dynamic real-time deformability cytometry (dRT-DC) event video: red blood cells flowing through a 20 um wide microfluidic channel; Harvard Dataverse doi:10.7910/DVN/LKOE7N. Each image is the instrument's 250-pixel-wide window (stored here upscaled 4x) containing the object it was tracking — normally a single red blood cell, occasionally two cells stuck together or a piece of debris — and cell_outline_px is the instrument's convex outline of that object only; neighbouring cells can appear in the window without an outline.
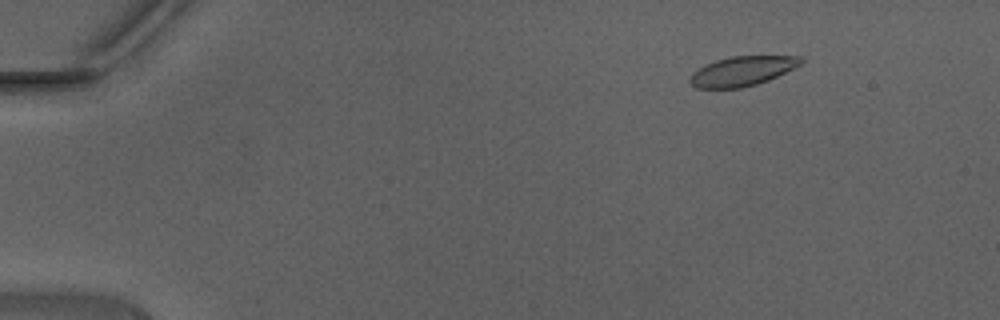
{"species": "Egyptian fruit bat (a non-hibernating species)", "species_latin": "Rousettus aegyptiacus", "temperature_condition": "warm", "stored_images_in_passage": 6, "camera_frame_rate_fps": 3000, "um_per_image_px": 0.085, "animal": {"sex": "male"}, "frame": {"image": 1, "passage_image": 2, "time_ms": 0.333, "image_size_px": [1000, 320], "cell_outline_px": [[804, 60], [800, 64], [768, 80], [756, 84], [740, 88], [696, 88], [688, 80], [692, 72], [704, 64], [716, 60], [732, 56], [800, 56]], "centroid_in_image_um": [63.03, 6.04], "position_along_channel_um": 22.0, "area_um2": 18.96}}